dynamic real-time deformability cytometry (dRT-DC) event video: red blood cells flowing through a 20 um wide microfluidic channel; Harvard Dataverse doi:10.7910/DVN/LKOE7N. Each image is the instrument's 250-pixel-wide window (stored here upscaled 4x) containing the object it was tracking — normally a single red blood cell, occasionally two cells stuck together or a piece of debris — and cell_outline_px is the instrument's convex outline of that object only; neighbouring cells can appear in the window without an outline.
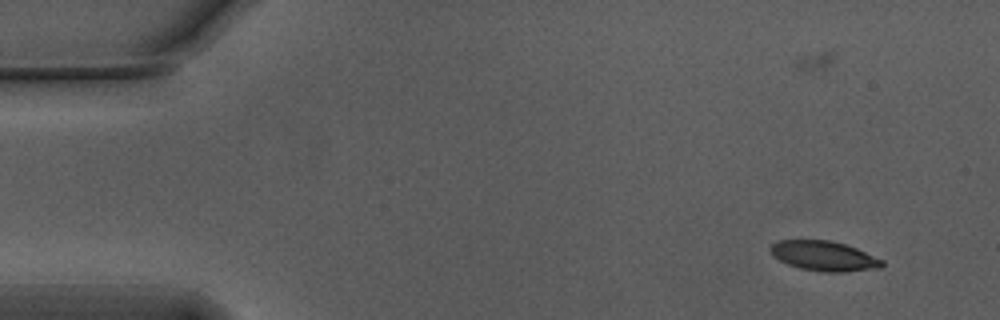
{"species": "Egyptian fruit bat (a non-hibernating species)", "species_latin": "Rousettus aegyptiacus", "temperature_condition": "warm", "stored_images_in_passage": 41, "camera_frame_rate_fps": 3000, "um_per_image_px": 0.085, "animal": {"sex": "male"}, "frame": {"image": 1, "passage_image": 1, "time_ms": 0.0, "image_size_px": [1000, 320], "cell_outline_px": [[884, 264], [880, 268], [844, 272], [824, 272], [800, 268], [788, 264], [772, 256], [768, 248], [772, 244], [780, 240], [832, 240], [856, 248], [884, 260]], "centroid_in_image_um": [70.03, 21.75], "position_along_channel_um": 15.0, "area_um2": 19.48}}
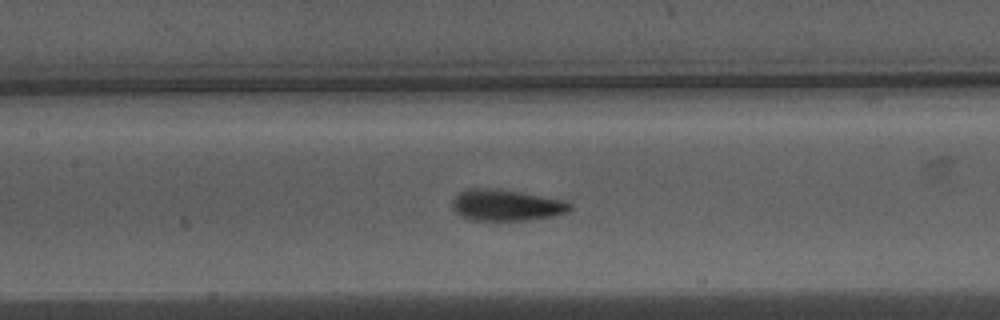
{"frame": {"image": 2, "passage_image": 22, "time_ms": 7.0, "image_size_px": [1000, 320], "cell_outline_px": [[572, 208], [568, 212], [552, 216], [532, 220], [468, 220], [460, 216], [452, 208], [452, 200], [464, 188], [488, 188], [520, 192], [560, 200], [572, 204]], "centroid_in_image_um": [42.98, 17.45], "position_along_channel_um": 164.4, "area_um2": 21.39}}
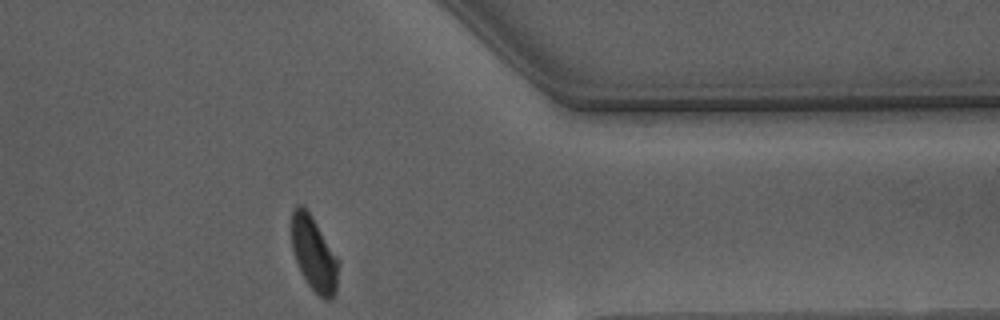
{"frame": {"image": 3, "passage_image": 41, "time_ms": 13.333, "image_size_px": [1000, 320], "cell_outline_px": [[340, 264], [336, 292], [332, 300], [324, 300], [308, 284], [300, 272], [292, 248], [292, 212], [296, 204], [300, 204], [312, 216], [340, 260]], "centroid_in_image_um": [26.72, 21.62], "position_along_channel_um": 384.7, "area_um2": 20.52}, "authors_computed_cell_mechanics": {"area_um2": 21.5016, "velocity_mm_per_s": 3.7331, "shape_relaxation_time_tau1_ms": 3.0417, "shape_relaxation_time_tau2_ms": 0.8602, "deformation_change_tau1": 0.147, "deformation_change_tau2": 0.062}}